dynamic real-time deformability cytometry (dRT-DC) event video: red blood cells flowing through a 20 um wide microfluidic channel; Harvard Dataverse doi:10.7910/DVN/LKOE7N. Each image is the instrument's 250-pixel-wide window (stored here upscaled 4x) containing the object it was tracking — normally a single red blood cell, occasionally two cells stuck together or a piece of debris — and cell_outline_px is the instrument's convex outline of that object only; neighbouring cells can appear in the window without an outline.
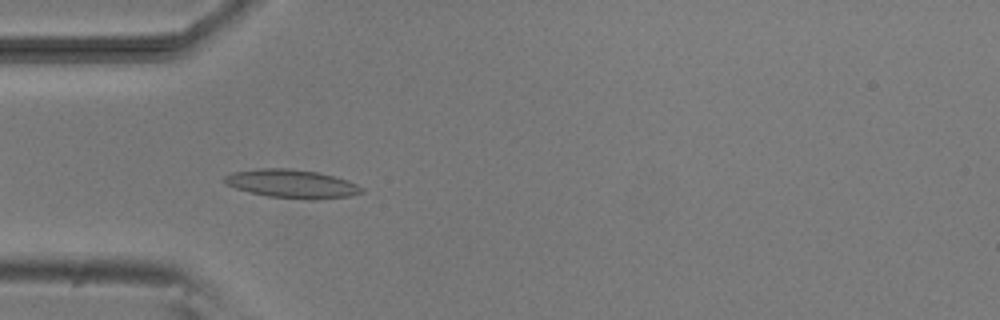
{"species": "common noctule bat (a hibernating species)", "species_latin": "Nyctalus noctula", "temperature_condition": "room temperature", "stored_images_in_passage": 45, "camera_frame_rate_fps": 3000, "um_per_image_px": 0.085, "animal": {"sex": "male", "body_mass_g": 20.5, "forearm_length_mm": 52.5}, "frame": {"image": 1, "passage_image": 14, "time_ms": 4.333, "image_size_px": [1000, 320], "cell_outline_px": [[364, 192], [352, 196], [320, 200], [308, 200], [268, 196], [236, 188], [224, 184], [224, 176], [232, 172], [256, 168], [292, 168], [316, 172], [348, 180], [364, 188]], "centroid_in_image_um": [24.84, 15.63], "position_along_channel_um": 60.2, "area_um2": 23.0}}
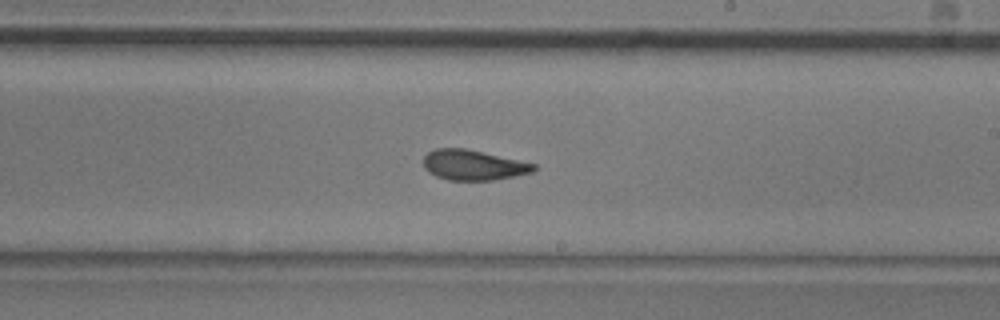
{"frame": {"image": 2, "passage_image": 29, "time_ms": 9.333, "image_size_px": [1000, 320], "cell_outline_px": [[536, 168], [532, 172], [492, 180], [448, 180], [436, 176], [428, 172], [424, 168], [424, 156], [428, 152], [436, 148], [464, 148], [536, 164]], "centroid_in_image_um": [40.18, 14.03], "position_along_channel_um": 248.8, "area_um2": 19.19}}
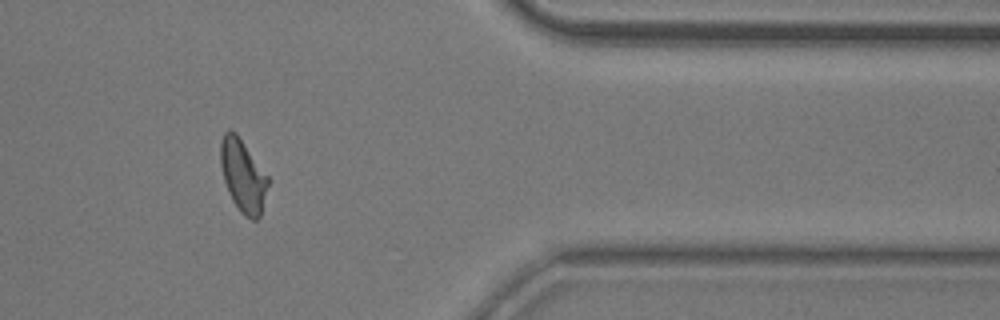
{"frame": {"image": 3, "passage_image": 42, "time_ms": 13.667, "image_size_px": [1000, 320], "cell_outline_px": [[268, 184], [260, 216], [256, 220], [252, 220], [244, 216], [240, 212], [232, 200], [228, 192], [224, 180], [220, 164], [220, 144], [224, 132], [228, 128], [236, 132], [268, 176]], "centroid_in_image_um": [20.63, 14.92], "position_along_channel_um": 390.8, "area_um2": 20.06}, "authors_computed_cell_mechanics": {"area_um2": 20.1144, "velocity_mm_per_s": 3.7975, "shape_relaxation_time_tau1_ms": 9.7284, "shape_relaxation_time_tau2_ms": 2.1807, "deformation_change_tau1": 0.2095, "deformation_change_tau2": 0.0838}}